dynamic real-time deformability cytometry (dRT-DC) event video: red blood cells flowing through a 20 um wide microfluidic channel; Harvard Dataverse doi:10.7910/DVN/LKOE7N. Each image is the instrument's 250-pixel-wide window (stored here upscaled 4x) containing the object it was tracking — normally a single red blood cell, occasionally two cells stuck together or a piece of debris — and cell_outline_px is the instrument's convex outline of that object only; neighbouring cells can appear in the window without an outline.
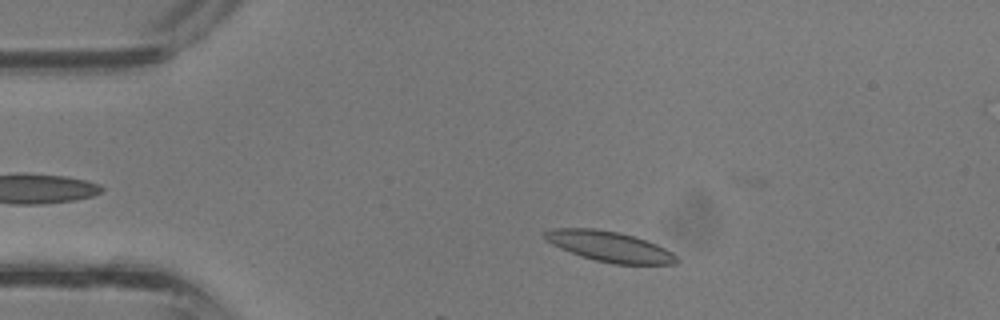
{"species": "common noctule bat (a hibernating species)", "species_latin": "Nyctalus noctula", "temperature_condition": "room temperature", "stored_images_in_passage": 7, "camera_frame_rate_fps": 3000, "um_per_image_px": 0.085, "animal": {"sex": "male", "body_mass_g": 13.3}, "frame": {"image": 1, "passage_image": 4, "time_ms": 1.0, "image_size_px": [1000, 320], "cell_outline_px": [[680, 260], [676, 264], [612, 264], [596, 260], [560, 248], [552, 244], [544, 236], [544, 232], [552, 228], [596, 228], [616, 232], [632, 236], [656, 244], [672, 252]], "centroid_in_image_um": [51.83, 20.95], "position_along_channel_um": 33.2, "area_um2": 22.95}}